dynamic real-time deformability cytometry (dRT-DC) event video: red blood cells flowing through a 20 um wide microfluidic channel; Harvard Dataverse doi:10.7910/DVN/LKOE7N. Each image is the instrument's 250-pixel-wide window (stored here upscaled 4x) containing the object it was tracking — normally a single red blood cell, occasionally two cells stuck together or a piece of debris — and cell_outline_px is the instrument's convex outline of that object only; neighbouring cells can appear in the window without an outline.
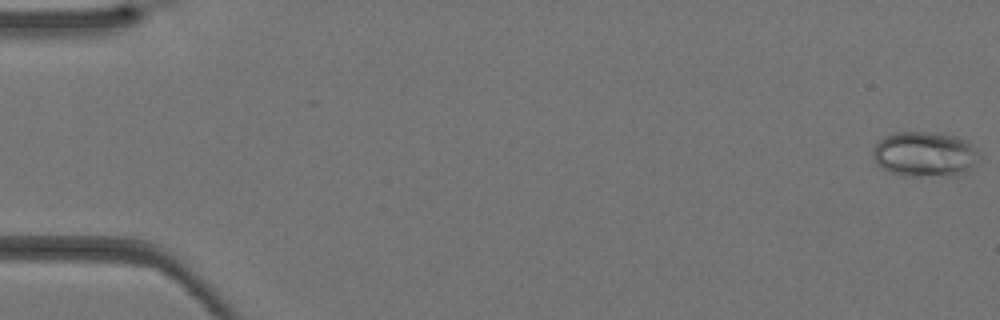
{"species": "Egyptian fruit bat (a non-hibernating species)", "species_latin": "Rousettus aegyptiacus", "temperature_condition": "warm", "stored_images_in_passage": 41, "camera_frame_rate_fps": 3000, "um_per_image_px": 0.085, "animal": {"sex": "female"}, "frame": {"image": 1, "passage_image": 1, "time_ms": 0.0, "image_size_px": [1000, 320], "cell_outline_px": [[980, 156], [976, 164], [968, 172], [952, 176], [900, 176], [888, 172], [880, 168], [876, 164], [872, 152], [876, 144], [884, 136], [892, 132], [932, 132], [956, 136], [968, 140], [976, 148]], "centroid_in_image_um": [78.62, 13.12], "position_along_channel_um": 6.4, "area_um2": 28.67}}
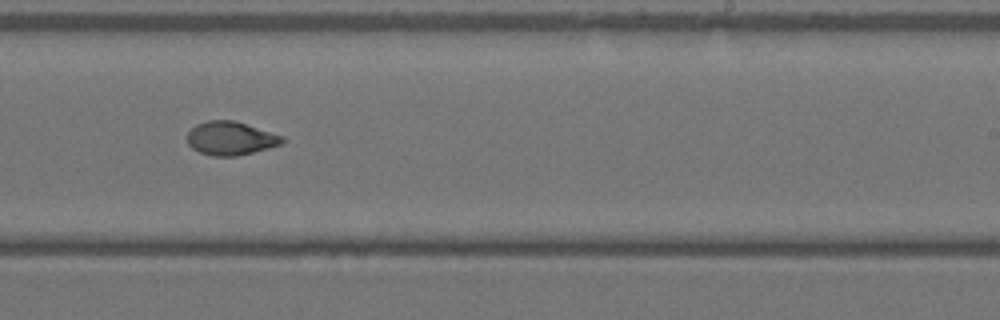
{"frame": {"image": 2, "passage_image": 26, "time_ms": 8.333, "image_size_px": [1000, 320], "cell_outline_px": [[288, 140], [280, 144], [268, 148], [236, 156], [212, 156], [200, 152], [192, 148], [188, 144], [188, 132], [196, 124], [208, 120], [232, 120], [284, 136]], "centroid_in_image_um": [19.61, 11.76], "position_along_channel_um": 269.4, "area_um2": 18.44}}
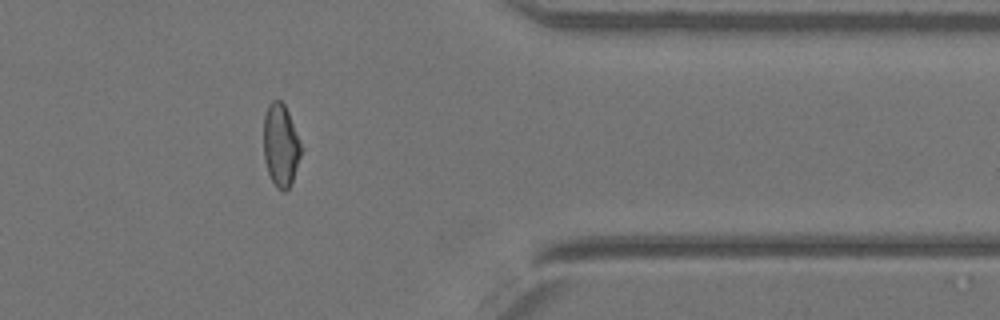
{"frame": {"image": 3, "passage_image": 34, "time_ms": 11.0, "image_size_px": [1000, 320], "cell_outline_px": [[304, 148], [292, 180], [288, 188], [284, 192], [276, 188], [268, 172], [264, 160], [264, 116], [268, 104], [272, 100], [280, 100], [284, 104], [288, 112]], "centroid_in_image_um": [23.88, 12.34], "position_along_channel_um": 387.5, "area_um2": 18.21}}